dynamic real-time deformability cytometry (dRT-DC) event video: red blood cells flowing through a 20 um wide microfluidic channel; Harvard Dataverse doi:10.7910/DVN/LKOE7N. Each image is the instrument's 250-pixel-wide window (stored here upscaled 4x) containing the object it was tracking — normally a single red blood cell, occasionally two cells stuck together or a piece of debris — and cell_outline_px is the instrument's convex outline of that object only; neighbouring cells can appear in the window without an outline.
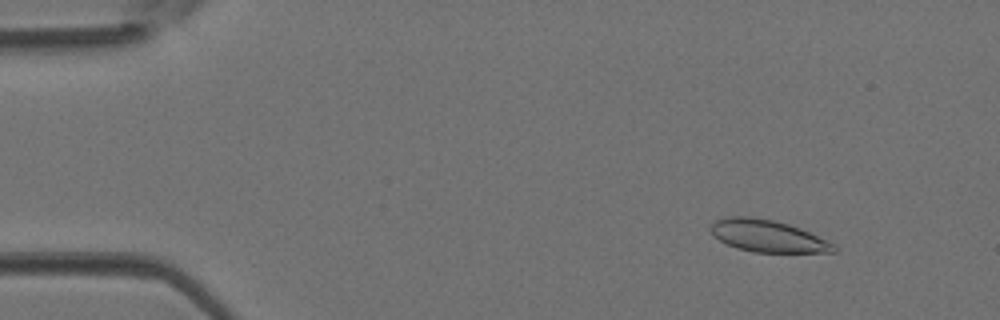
{"species": "Egyptian fruit bat (a non-hibernating species)", "species_latin": "Rousettus aegyptiacus", "temperature_condition": "room temperature", "stored_images_in_passage": 39, "camera_frame_rate_fps": 3000, "um_per_image_px": 0.085, "animal": {"sex": "female"}, "frame": {"image": 1, "passage_image": 1, "time_ms": 0.0, "image_size_px": [1000, 320], "cell_outline_px": [[840, 248], [836, 252], [752, 252], [736, 248], [720, 240], [708, 228], [716, 220], [728, 216], [752, 216], [772, 220], [788, 224], [800, 228], [836, 244]], "centroid_in_image_um": [65.29, 20.06], "position_along_channel_um": 19.7, "area_um2": 23.0}}
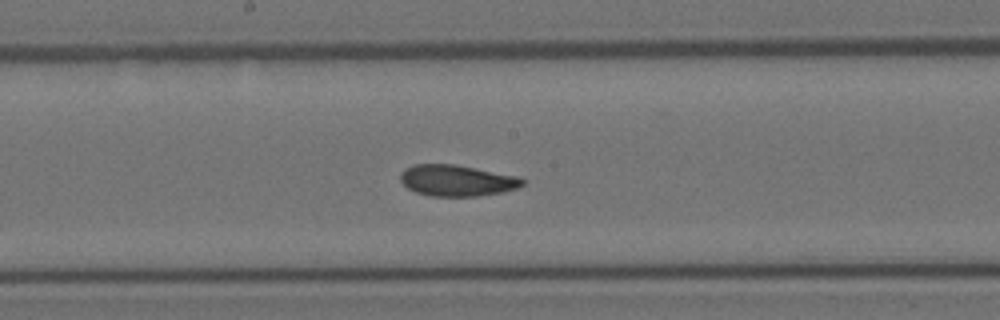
{"frame": {"image": 2, "passage_image": 19, "time_ms": 6.0, "image_size_px": [1000, 320], "cell_outline_px": [[524, 184], [516, 188], [504, 192], [476, 196], [432, 196], [416, 192], [408, 188], [400, 180], [400, 172], [404, 168], [412, 164], [456, 164], [520, 176], [524, 180]], "centroid_in_image_um": [38.84, 15.33], "position_along_channel_um": 209.4, "area_um2": 22.43}}
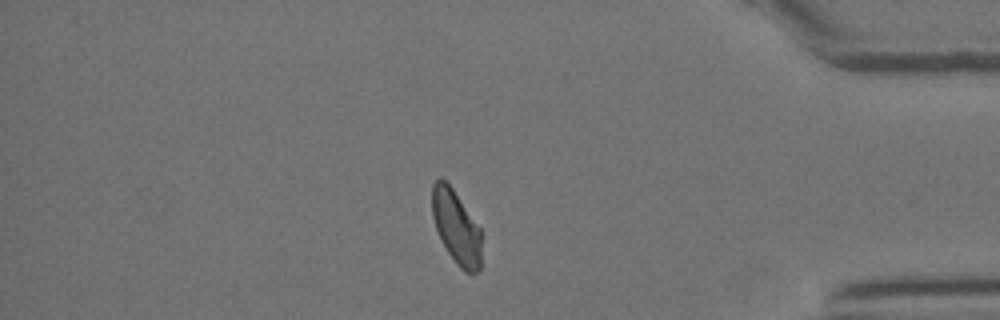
{"frame": {"image": 3, "passage_image": 33, "time_ms": 10.667, "image_size_px": [1000, 320], "cell_outline_px": [[480, 268], [476, 272], [464, 272], [456, 264], [440, 240], [432, 216], [432, 184], [440, 176], [452, 188], [480, 228]], "centroid_in_image_um": [38.75, 19.3], "position_along_channel_um": 396.5, "area_um2": 20.92}}